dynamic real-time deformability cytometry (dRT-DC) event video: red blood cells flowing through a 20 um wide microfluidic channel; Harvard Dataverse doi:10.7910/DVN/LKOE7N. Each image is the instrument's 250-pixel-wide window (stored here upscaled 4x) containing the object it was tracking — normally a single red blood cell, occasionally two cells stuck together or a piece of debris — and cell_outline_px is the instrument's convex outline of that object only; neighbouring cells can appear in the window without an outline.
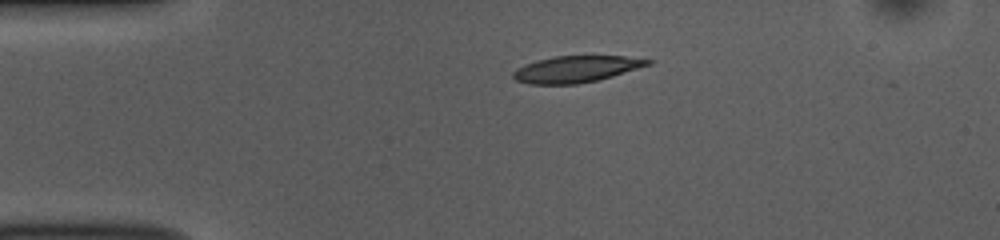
{"species": "common noctule bat (a hibernating species)", "species_latin": "Nyctalus noctula", "temperature_condition": "room temperature", "stored_images_in_passage": 43, "camera_frame_rate_fps": 3000, "um_per_image_px": 0.085, "animal": {"sex": "female", "body_mass_g": 10.0, "forearm_length_mm": 53.1}, "frame": {"image": 1, "passage_image": 1, "time_ms": 0.0, "image_size_px": [1000, 240], "cell_outline_px": [[656, 60], [652, 64], [612, 76], [596, 80], [576, 84], [528, 84], [516, 80], [512, 76], [512, 72], [516, 68], [536, 60], [556, 56], [624, 56]], "centroid_in_image_um": [48.98, 5.87], "position_along_channel_um": 36.0, "area_um2": 20.81}}
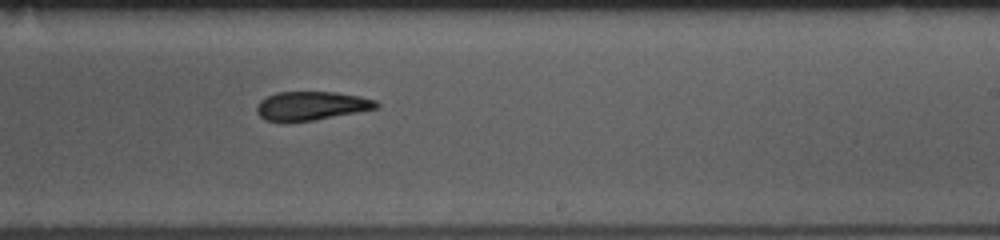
{"frame": {"image": 2, "passage_image": 22, "time_ms": 7.0, "image_size_px": [1000, 240], "cell_outline_px": [[380, 108], [312, 120], [264, 120], [256, 112], [256, 104], [260, 100], [276, 92], [336, 92], [360, 96], [376, 100], [380, 104]], "centroid_in_image_um": [26.49, 8.97], "position_along_channel_um": 262.5, "area_um2": 19.83}}
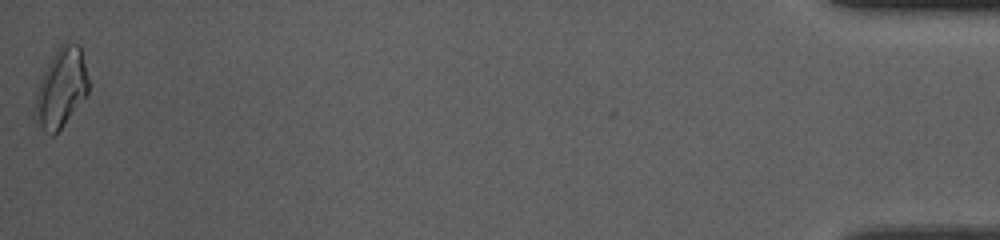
{"frame": {"image": 3, "passage_image": 43, "time_ms": 14.0, "image_size_px": [1000, 240], "cell_outline_px": [[88, 92], [64, 124], [52, 136], [44, 132], [32, 116], [36, 92], [44, 72], [56, 48], [64, 40], [80, 44], [88, 80]], "centroid_in_image_um": [5.17, 7.46], "position_along_channel_um": 430.0, "area_um2": 24.57}, "authors_computed_cell_mechanics": {"area_um2": 21.1548, "velocity_mm_per_s": 3.7346, "shape_relaxation_time_tau1_ms": 6.5597, "shape_relaxation_time_tau2_ms": 7.5259, "deformation_change_tau1": 0.1909, "deformation_change_tau2": 0.168}}